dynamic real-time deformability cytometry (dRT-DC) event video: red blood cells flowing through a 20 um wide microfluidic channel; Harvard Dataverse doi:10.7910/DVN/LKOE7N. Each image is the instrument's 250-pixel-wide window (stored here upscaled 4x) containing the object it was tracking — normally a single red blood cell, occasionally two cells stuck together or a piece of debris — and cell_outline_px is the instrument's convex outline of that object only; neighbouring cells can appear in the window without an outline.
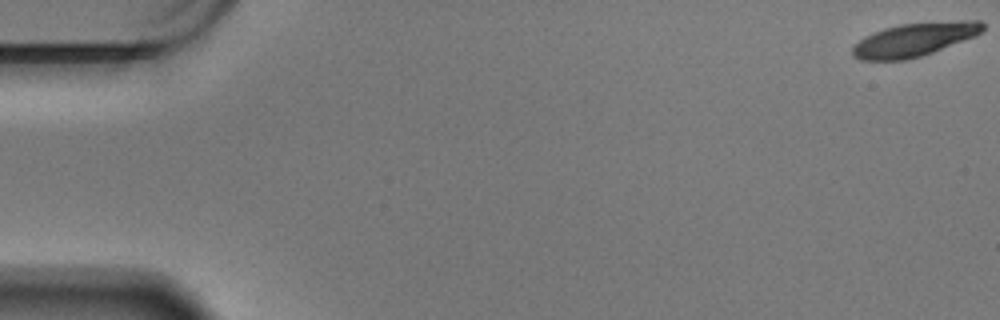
{"species": "Egyptian fruit bat (a non-hibernating species)", "species_latin": "Rousettus aegyptiacus", "temperature_condition": "warm", "stored_images_in_passage": 61, "camera_frame_rate_fps": 3000, "um_per_image_px": 0.085, "animal": {"sex": "male"}, "frame": {"image": 1, "passage_image": 1, "time_ms": 0.0, "image_size_px": [1000, 320], "cell_outline_px": [[984, 28], [976, 36], [932, 52], [920, 56], [904, 60], [860, 60], [852, 56], [852, 48], [860, 40], [872, 32], [884, 28], [900, 24], [960, 20], [980, 20], [984, 24]], "centroid_in_image_um": [77.72, 3.36], "position_along_channel_um": 7.3, "area_um2": 25.32}}
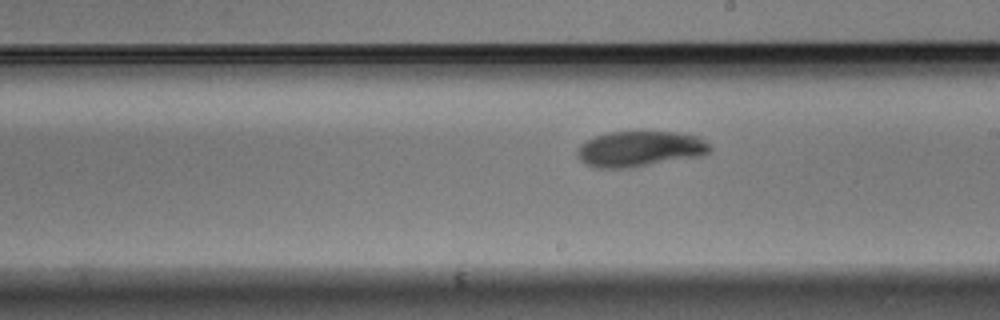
{"frame": {"image": 2, "passage_image": 35, "time_ms": 11.333, "image_size_px": [1000, 320], "cell_outline_px": [[712, 148], [708, 152], [700, 156], [632, 168], [596, 168], [584, 164], [576, 156], [576, 152], [580, 144], [596, 136], [608, 132], [640, 128], [676, 132], [700, 136]], "centroid_in_image_um": [54.37, 12.61], "position_along_channel_um": 234.6, "area_um2": 28.67}}
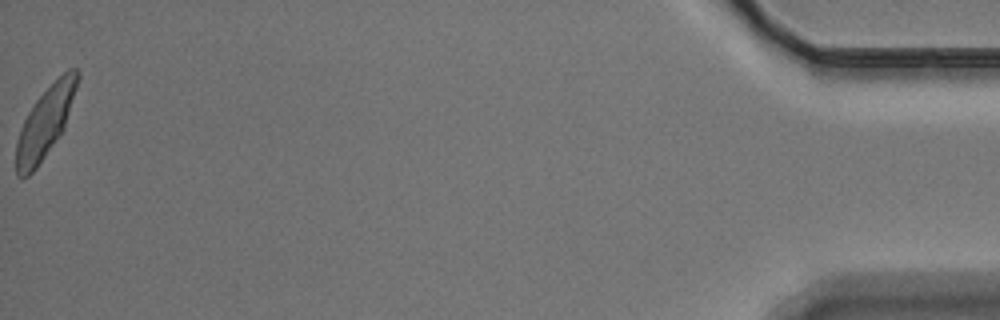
{"frame": {"image": 3, "passage_image": 61, "time_ms": 20.0, "image_size_px": [1000, 320], "cell_outline_px": [[80, 76], [64, 128], [36, 168], [28, 176], [16, 176], [16, 140], [20, 128], [28, 112], [36, 100], [68, 68], [76, 68], [80, 72]], "centroid_in_image_um": [3.83, 10.39], "position_along_channel_um": 431.4, "area_um2": 24.62}, "authors_computed_cell_mechanics": {"area_um2": 26.4724, "velocity_mm_per_s": 3.3807, "shape_relaxation_time_tau1_ms": 4.2381, "shape_relaxation_time_tau2_ms": 1.8432, "deformation_change_tau1": 0.1888, "deformation_change_tau2": 0.0549}}